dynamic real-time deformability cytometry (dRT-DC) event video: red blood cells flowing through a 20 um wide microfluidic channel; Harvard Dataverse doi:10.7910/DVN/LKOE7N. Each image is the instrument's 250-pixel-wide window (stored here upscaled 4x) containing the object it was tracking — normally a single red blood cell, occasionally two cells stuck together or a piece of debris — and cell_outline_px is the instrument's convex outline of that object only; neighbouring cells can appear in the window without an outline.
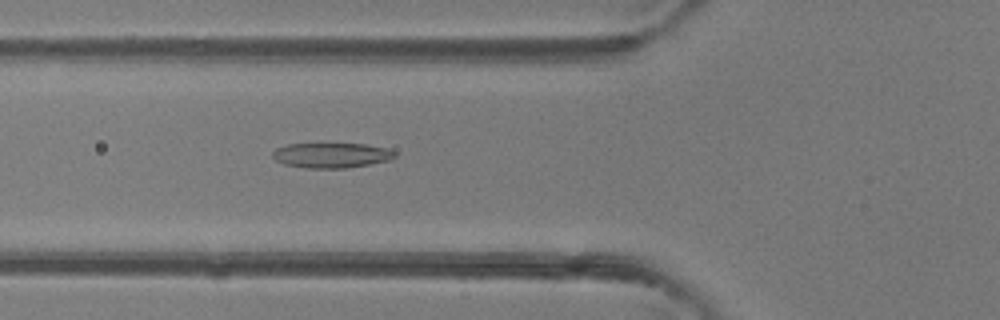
{"species": "common noctule bat (a hibernating species)", "species_latin": "Nyctalus noctula", "temperature_condition": "room temperature", "stored_images_in_passage": 36, "camera_frame_rate_fps": 3000, "um_per_image_px": 0.085, "animal": {"sex": "female"}, "frame": {"image": 1, "passage_image": 11, "time_ms": 3.333, "image_size_px": [1000, 320], "cell_outline_px": [[396, 156], [388, 160], [368, 164], [344, 168], [308, 168], [284, 164], [276, 160], [272, 156], [272, 152], [276, 148], [288, 144], [364, 144], [388, 148], [396, 152]], "centroid_in_image_um": [28.16, 13.19], "position_along_channel_um": 97.6, "area_um2": 17.69}}
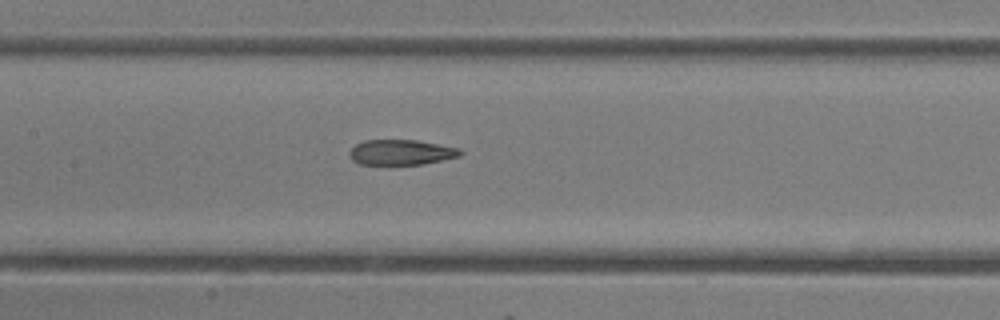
{"frame": {"image": 2, "passage_image": 16, "time_ms": 5.0, "image_size_px": [1000, 320], "cell_outline_px": [[464, 152], [460, 156], [420, 164], [360, 164], [352, 160], [348, 156], [348, 152], [356, 144], [364, 140], [416, 140], [460, 148]], "centroid_in_image_um": [34.08, 12.94], "position_along_channel_um": 173.3, "area_um2": 16.24}}
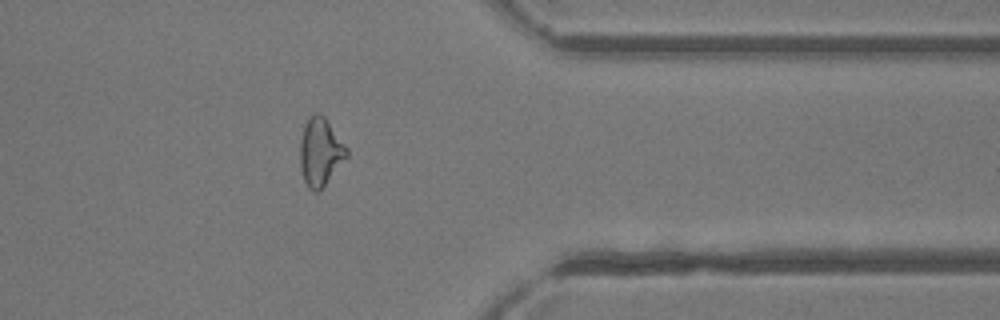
{"frame": {"image": 3, "passage_image": 31, "time_ms": 10.0, "image_size_px": [1000, 320], "cell_outline_px": [[348, 156], [320, 192], [312, 192], [308, 188], [304, 180], [300, 164], [300, 140], [308, 116], [312, 112], [320, 112], [324, 116], [348, 148]], "centroid_in_image_um": [27.23, 12.92], "position_along_channel_um": 384.2, "area_um2": 18.73}, "authors_computed_cell_mechanics": {"area_um2": 17.8891, "velocity_mm_per_s": 4.493, "shape_relaxation_time_tau1_ms": 8.3754, "shape_relaxation_time_tau2_ms": 2.4243, "deformation_change_tau1": 0.2532, "deformation_change_tau2": 0.101}}